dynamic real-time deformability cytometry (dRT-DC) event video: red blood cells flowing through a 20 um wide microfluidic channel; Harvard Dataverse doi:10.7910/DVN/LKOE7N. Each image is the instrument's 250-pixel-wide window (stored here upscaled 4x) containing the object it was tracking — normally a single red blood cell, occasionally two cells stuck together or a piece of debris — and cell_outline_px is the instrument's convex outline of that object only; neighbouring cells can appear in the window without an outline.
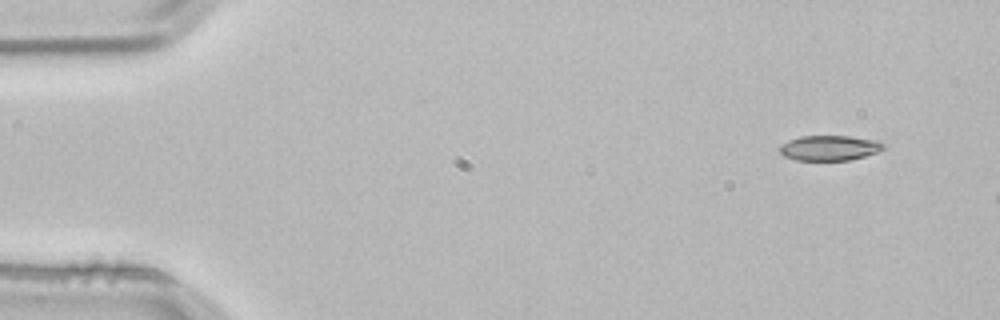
{"species": "common noctule bat (a hibernating species)", "species_latin": "Nyctalus noctula", "temperature_condition": "room temperature", "stored_images_in_passage": 3, "camera_frame_rate_fps": 3000, "um_per_image_px": 0.085, "animal": {"sex": "male", "body_mass_g": 21.5, "forearm_length_mm": 52.0}, "frame": {"image": 1, "passage_image": 1, "time_ms": 0.0, "image_size_px": [1000, 320], "cell_outline_px": [[884, 148], [876, 152], [864, 156], [848, 160], [796, 160], [784, 156], [780, 152], [780, 144], [788, 140], [800, 136], [848, 136], [876, 140], [884, 144]], "centroid_in_image_um": [70.47, 12.57], "position_along_channel_um": 14.5, "area_um2": 15.09}}